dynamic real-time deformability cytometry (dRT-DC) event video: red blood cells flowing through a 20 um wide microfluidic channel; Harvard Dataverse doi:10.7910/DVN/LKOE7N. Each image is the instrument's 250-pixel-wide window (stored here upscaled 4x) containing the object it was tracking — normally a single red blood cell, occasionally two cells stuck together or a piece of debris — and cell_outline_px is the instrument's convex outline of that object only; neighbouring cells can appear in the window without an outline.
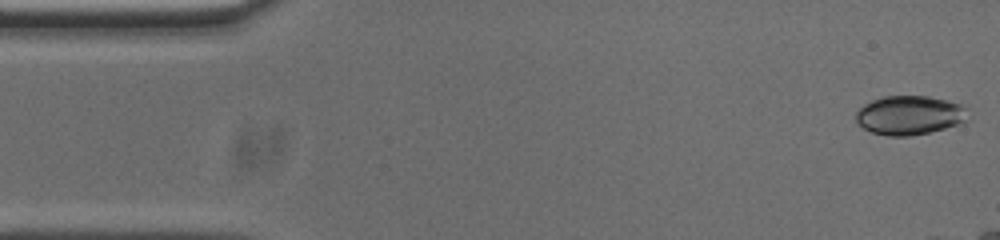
{"species": "common noctule bat (a hibernating species)", "species_latin": "Nyctalus noctula", "temperature_condition": "cold", "stored_images_in_passage": 15, "camera_frame_rate_fps": 3000, "um_per_image_px": 0.085, "animal": {"sex": "male", "body_mass_g": 20.0, "forearm_length_mm": 53.3}, "frame": {"image": 1, "passage_image": 1, "time_ms": 0.0, "image_size_px": [1000, 240], "cell_outline_px": [[964, 124], [928, 132], [908, 136], [888, 136], [872, 132], [864, 128], [856, 120], [856, 112], [864, 104], [872, 100], [884, 96], [928, 96], [944, 100], [956, 104], [964, 108]], "centroid_in_image_um": [77.25, 9.8], "position_along_channel_um": 7.7, "area_um2": 25.03}}